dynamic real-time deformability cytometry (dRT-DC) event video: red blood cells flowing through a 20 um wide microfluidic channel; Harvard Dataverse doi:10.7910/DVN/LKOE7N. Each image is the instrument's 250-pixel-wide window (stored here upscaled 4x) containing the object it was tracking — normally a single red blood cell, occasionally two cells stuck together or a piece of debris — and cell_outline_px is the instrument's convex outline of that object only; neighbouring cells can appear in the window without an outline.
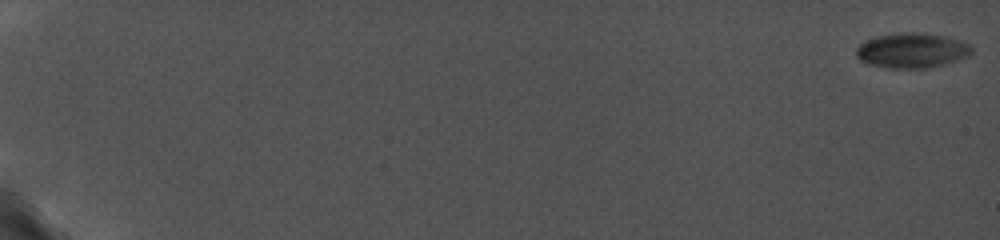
{"species": "common noctule bat (a hibernating species)", "species_latin": "Nyctalus noctula", "temperature_condition": "cold", "stored_images_in_passage": 48, "camera_frame_rate_fps": 5000, "um_per_image_px": 0.085, "animal": {"sex": "female", "body_mass_g": 19.0, "forearm_length_mm": 56.7}, "frame": {"image": 1, "passage_image": 1, "time_ms": 0.0, "image_size_px": [1000, 240], "cell_outline_px": [[972, 52], [968, 56], [956, 60], [928, 68], [888, 68], [868, 64], [860, 60], [856, 56], [856, 48], [864, 40], [876, 36], [900, 32], [912, 32], [940, 36], [956, 40], [968, 44], [972, 48]], "centroid_in_image_um": [77.43, 4.3], "position_along_channel_um": 7.6, "area_um2": 23.24}}
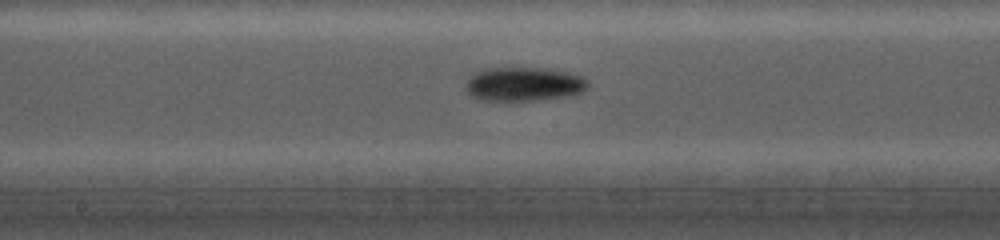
{"frame": {"image": 2, "passage_image": 30, "time_ms": 11.2, "image_size_px": [1000, 240], "cell_outline_px": [[588, 88], [572, 96], [532, 100], [480, 100], [472, 96], [464, 88], [468, 80], [476, 72], [484, 68], [536, 68], [564, 72], [584, 76], [588, 80]], "centroid_in_image_um": [44.53, 7.16], "position_along_channel_um": 203.7, "area_um2": 23.99}}
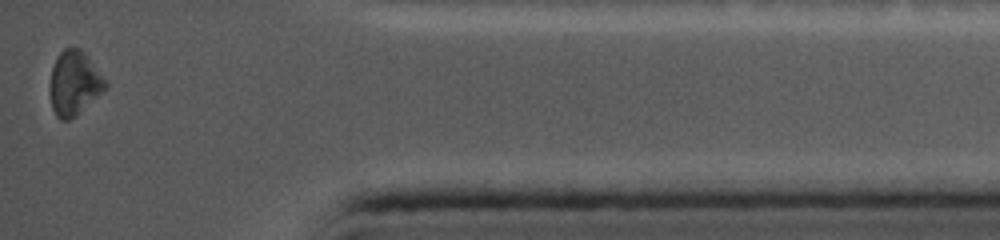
{"frame": {"image": 3, "passage_image": 48, "time_ms": 17.6, "image_size_px": [1000, 240], "cell_outline_px": [[108, 84], [76, 116], [68, 120], [60, 120], [56, 116], [52, 108], [48, 88], [52, 68], [56, 56], [64, 48], [80, 48], [84, 52], [108, 80]], "centroid_in_image_um": [6.28, 7.05], "position_along_channel_um": 428.9, "area_um2": 20.87}}